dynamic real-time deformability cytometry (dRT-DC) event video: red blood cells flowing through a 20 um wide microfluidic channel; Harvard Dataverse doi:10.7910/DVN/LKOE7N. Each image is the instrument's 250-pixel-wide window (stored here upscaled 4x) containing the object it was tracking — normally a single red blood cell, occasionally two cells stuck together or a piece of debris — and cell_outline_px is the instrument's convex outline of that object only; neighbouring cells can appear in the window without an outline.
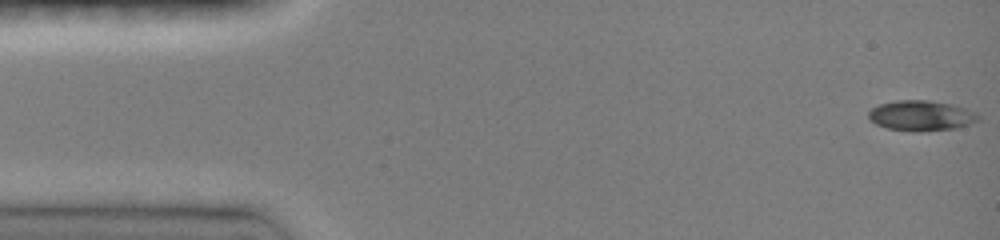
{"species": "common noctule bat (a hibernating species)", "species_latin": "Nyctalus noctula", "temperature_condition": "room temperature", "stored_images_in_passage": 46, "camera_frame_rate_fps": 3000, "um_per_image_px": 0.085, "animal": {"sex": "female", "body_mass_g": 19.0, "forearm_length_mm": 51.5}, "frame": {"image": 1, "passage_image": 1, "time_ms": 0.0, "image_size_px": [1000, 240], "cell_outline_px": [[980, 120], [956, 128], [920, 132], [912, 132], [888, 128], [876, 124], [868, 116], [868, 112], [872, 108], [880, 104], [896, 100], [928, 100], [952, 104], [976, 112], [980, 116]], "centroid_in_image_um": [78.31, 9.83], "position_along_channel_um": 6.7, "area_um2": 19.42}}
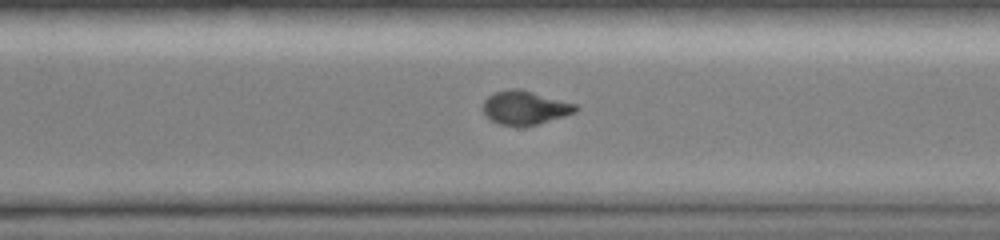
{"frame": {"image": 2, "passage_image": 33, "time_ms": 10.667, "image_size_px": [1000, 240], "cell_outline_px": [[580, 108], [576, 112], [564, 116], [536, 124], [500, 124], [492, 120], [484, 112], [484, 100], [488, 96], [496, 92], [512, 88], [516, 88], [532, 92], [576, 104]], "centroid_in_image_um": [44.65, 9.13], "position_along_channel_um": 326.0, "area_um2": 17.51}}
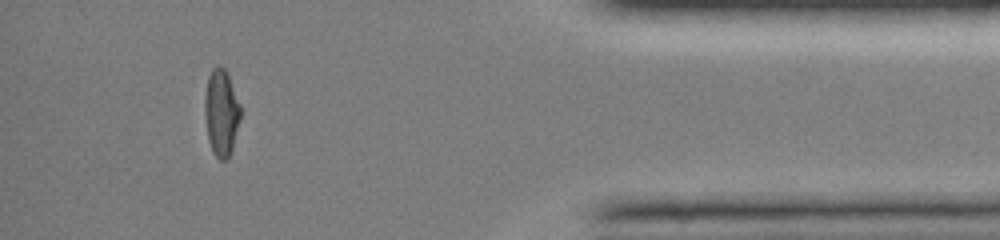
{"frame": {"image": 3, "passage_image": 42, "time_ms": 13.667, "image_size_px": [1000, 240], "cell_outline_px": [[240, 116], [232, 148], [228, 156], [224, 160], [220, 160], [212, 152], [208, 140], [204, 112], [204, 96], [208, 76], [212, 68], [216, 64], [220, 64], [228, 72], [240, 104]], "centroid_in_image_um": [18.78, 9.5], "position_along_channel_um": 416.4, "area_um2": 18.21}, "authors_computed_cell_mechanics": {"area_um2": 18.3804, "velocity_mm_per_s": 4.1298, "shape_relaxation_time_tau1_ms": 10.8396, "shape_relaxation_time_tau2_ms": 1.7981, "deformation_change_tau1": 0.3481, "deformation_change_tau2": 0.0617}}